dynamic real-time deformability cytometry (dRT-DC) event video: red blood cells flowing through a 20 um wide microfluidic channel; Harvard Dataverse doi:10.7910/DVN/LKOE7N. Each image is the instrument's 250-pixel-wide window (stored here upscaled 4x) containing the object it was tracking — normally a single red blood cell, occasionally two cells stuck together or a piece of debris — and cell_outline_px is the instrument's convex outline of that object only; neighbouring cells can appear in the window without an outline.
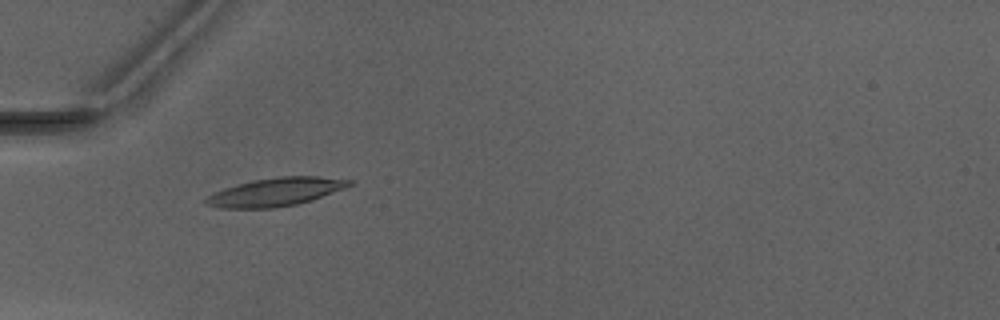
{"species": "Egyptian fruit bat (a non-hibernating species)", "species_latin": "Rousettus aegyptiacus", "temperature_condition": "warm", "stored_images_in_passage": 52, "camera_frame_rate_fps": 3000, "um_per_image_px": 0.085, "animal": {"sex": "male"}, "frame": {"image": 1, "passage_image": 18, "time_ms": 5.667, "image_size_px": [1000, 320], "cell_outline_px": [[356, 184], [312, 200], [296, 204], [272, 208], [220, 208], [204, 204], [204, 200], [208, 196], [224, 188], [236, 184], [252, 180], [280, 176], [320, 176], [352, 180]], "centroid_in_image_um": [23.46, 16.31], "position_along_channel_um": 61.5, "area_um2": 23.7}}
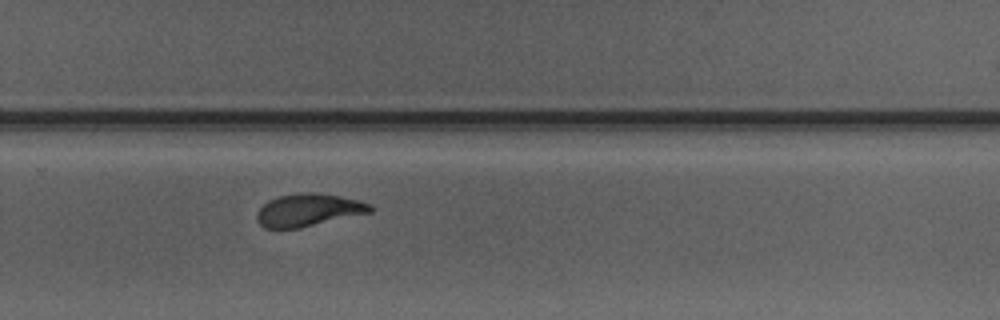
{"frame": {"image": 2, "passage_image": 36, "time_ms": 11.667, "image_size_px": [1000, 320], "cell_outline_px": [[372, 212], [300, 228], [264, 228], [256, 220], [256, 212], [268, 200], [280, 196], [300, 192], [316, 192], [360, 200], [372, 204]], "centroid_in_image_um": [26.22, 17.85], "position_along_channel_um": 303.6, "area_um2": 21.62}}
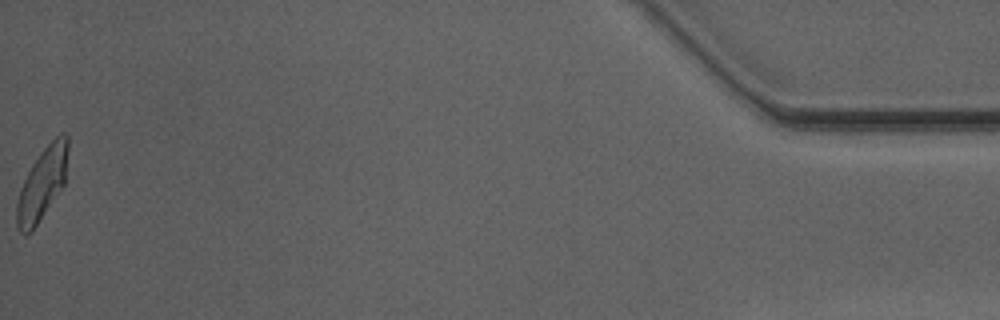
{"frame": {"image": 3, "passage_image": 52, "time_ms": 17.0, "image_size_px": [1000, 320], "cell_outline_px": [[68, 148], [64, 184], [36, 224], [28, 232], [20, 232], [16, 224], [16, 204], [20, 188], [32, 164], [40, 152], [60, 132], [64, 132], [68, 136]], "centroid_in_image_um": [3.58, 15.55], "position_along_channel_um": 431.6, "area_um2": 20.98}, "authors_computed_cell_mechanics": {"area_um2": 21.7328, "velocity_mm_per_s": 4.1465, "shape_relaxation_time_tau1_ms": 3.6295, "shape_relaxation_time_tau2_ms": 1.3852, "deformation_change_tau1": 0.1366, "deformation_change_tau2": 0.0876}}